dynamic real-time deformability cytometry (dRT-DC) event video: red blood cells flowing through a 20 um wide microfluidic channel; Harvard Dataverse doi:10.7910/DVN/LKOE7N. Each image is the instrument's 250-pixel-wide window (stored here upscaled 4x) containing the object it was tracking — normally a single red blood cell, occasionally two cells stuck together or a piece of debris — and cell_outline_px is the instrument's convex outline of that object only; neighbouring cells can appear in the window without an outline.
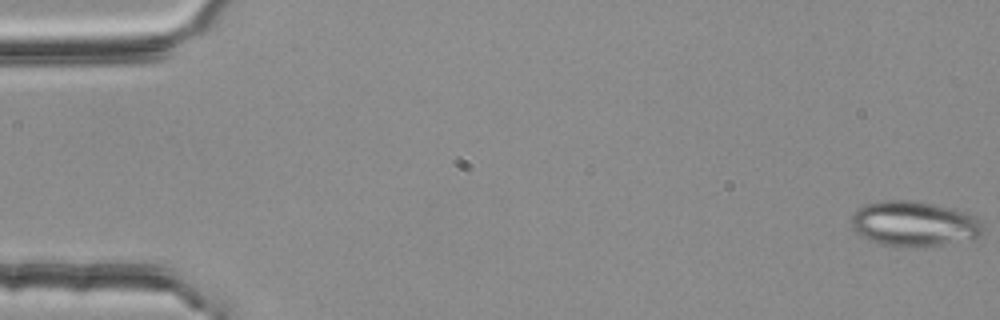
{"species": "common noctule bat (a hibernating species)", "species_latin": "Nyctalus noctula", "temperature_condition": "room temperature", "stored_images_in_passage": 17, "camera_frame_rate_fps": 3000, "um_per_image_px": 0.085, "animal": {"sex": "female", "body_mass_g": 25.1}, "frame": {"image": 1, "passage_image": 1, "time_ms": 0.0, "image_size_px": [1000, 320], "cell_outline_px": [[984, 232], [980, 236], [940, 244], [916, 248], [904, 248], [880, 244], [868, 240], [860, 236], [852, 228], [852, 212], [856, 208], [864, 204], [884, 200], [908, 200], [932, 204], [964, 212], [976, 216], [984, 224]], "centroid_in_image_um": [77.64, 19.03], "position_along_channel_um": 7.4, "area_um2": 34.85}}